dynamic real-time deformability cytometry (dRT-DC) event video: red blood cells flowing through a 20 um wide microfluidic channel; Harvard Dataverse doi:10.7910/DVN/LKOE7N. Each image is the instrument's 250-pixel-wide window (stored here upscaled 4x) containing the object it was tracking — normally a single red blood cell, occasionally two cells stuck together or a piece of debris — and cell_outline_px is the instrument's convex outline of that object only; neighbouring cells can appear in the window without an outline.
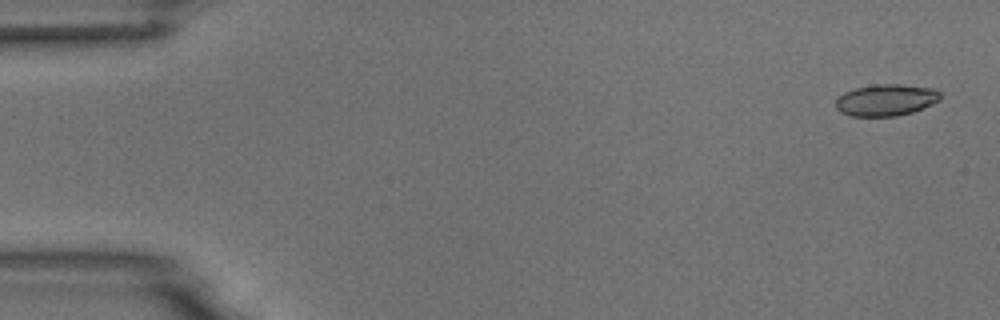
{"species": "common noctule bat (a hibernating species)", "species_latin": "Nyctalus noctula", "temperature_condition": "room temperature", "stored_images_in_passage": 5, "camera_frame_rate_fps": 3000, "um_per_image_px": 0.085, "animal": {"sex": "male", "body_mass_g": 18.8}, "frame": {"image": 1, "passage_image": 1, "time_ms": 0.0, "image_size_px": [1000, 320], "cell_outline_px": [[940, 100], [912, 112], [896, 116], [852, 116], [840, 112], [836, 108], [836, 100], [844, 92], [856, 88], [872, 84], [900, 84], [932, 88], [940, 92]], "centroid_in_image_um": [75.29, 8.5], "position_along_channel_um": 9.7, "area_um2": 19.19}}
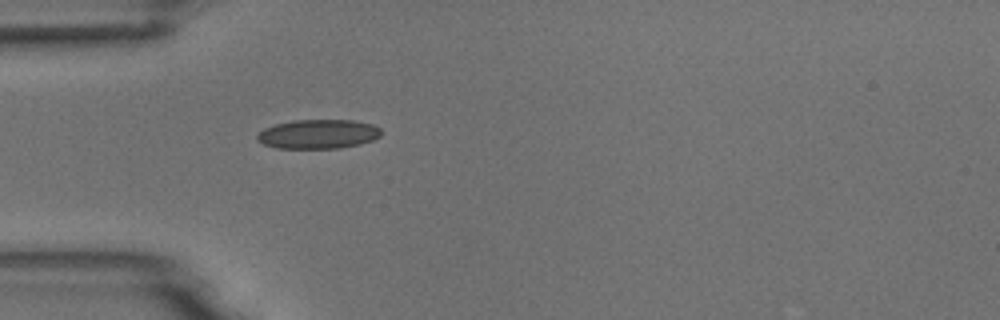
{"frame": {"image": 2, "passage_image": 5, "time_ms": 4.667, "image_size_px": [1000, 320], "cell_outline_px": [[380, 136], [372, 140], [360, 144], [340, 148], [276, 148], [264, 144], [256, 140], [256, 136], [264, 128], [276, 124], [292, 120], [352, 120], [372, 124], [380, 128]], "centroid_in_image_um": [27.03, 11.39], "position_along_channel_um": 58.0, "area_um2": 21.1}}